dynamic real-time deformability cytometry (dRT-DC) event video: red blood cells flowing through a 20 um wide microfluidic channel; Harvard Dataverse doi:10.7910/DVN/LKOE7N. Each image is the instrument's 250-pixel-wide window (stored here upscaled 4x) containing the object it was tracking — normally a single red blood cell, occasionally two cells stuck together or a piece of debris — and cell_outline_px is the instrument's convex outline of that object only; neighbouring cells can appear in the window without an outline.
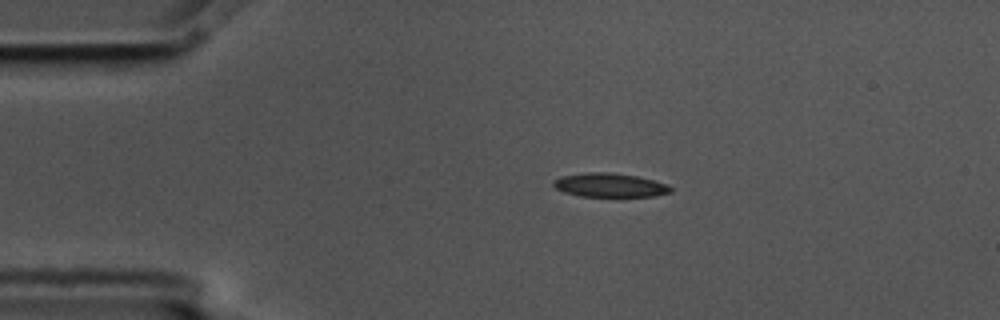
{"species": "common noctule bat (a hibernating species)", "species_latin": "Nyctalus noctula", "temperature_condition": "cold", "stored_images_in_passage": 4, "camera_frame_rate_fps": 3000, "um_per_image_px": 0.085, "animal": {"sex": "male", "body_mass_g": 17.5, "forearm_length_mm": 52.3}, "frame": {"image": 1, "passage_image": 1, "time_ms": 0.0, "image_size_px": [1000, 320], "cell_outline_px": [[672, 192], [656, 196], [580, 196], [564, 192], [556, 188], [552, 184], [552, 180], [560, 176], [584, 172], [608, 172], [636, 176], [652, 180], [664, 184], [672, 188]], "centroid_in_image_um": [51.77, 15.73], "position_along_channel_um": 33.2, "area_um2": 16.24}}
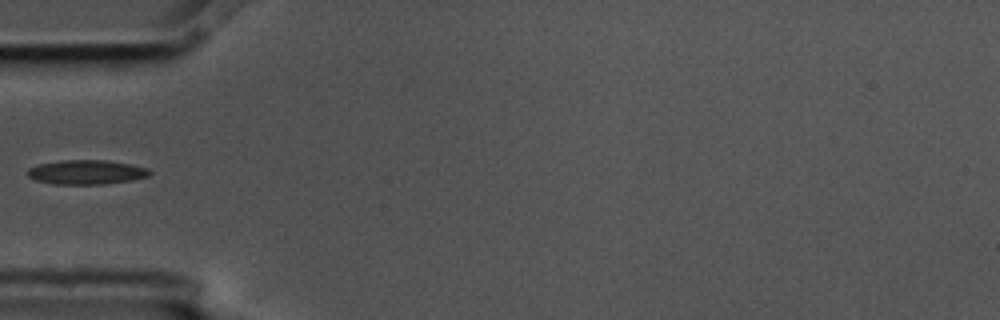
{"frame": {"image": 2, "passage_image": 3, "time_ms": 0.667, "image_size_px": [1000, 320], "cell_outline_px": [[152, 172], [148, 176], [132, 180], [104, 184], [52, 184], [36, 180], [28, 176], [24, 172], [28, 168], [40, 164], [60, 160], [104, 160], [132, 164], [148, 168]], "centroid_in_image_um": [7.33, 14.63], "position_along_channel_um": 77.7, "area_um2": 17.46}}